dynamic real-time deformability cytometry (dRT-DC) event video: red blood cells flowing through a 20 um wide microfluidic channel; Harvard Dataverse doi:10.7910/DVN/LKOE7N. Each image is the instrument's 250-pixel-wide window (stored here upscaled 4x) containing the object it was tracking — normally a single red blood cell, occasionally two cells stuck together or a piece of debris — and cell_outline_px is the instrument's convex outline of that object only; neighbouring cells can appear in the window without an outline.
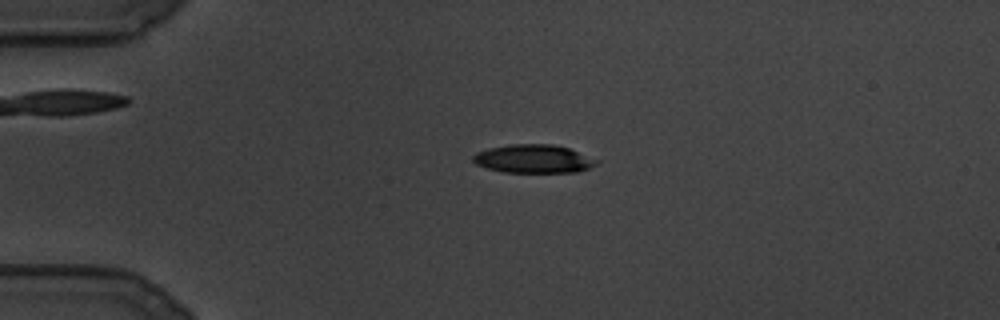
{"species": "common noctule bat (a hibernating species)", "species_latin": "Nyctalus noctula", "temperature_condition": "cold", "stored_images_in_passage": 70, "camera_frame_rate_fps": 3000, "um_per_image_px": 0.085, "animal": {"sex": "male", "body_mass_g": 19.5, "forearm_length_mm": 54.6}, "frame": {"image": 1, "passage_image": 1, "time_ms": 0.0, "image_size_px": [1000, 320], "cell_outline_px": [[600, 160], [596, 164], [588, 168], [576, 172], [504, 172], [488, 168], [476, 164], [472, 160], [472, 156], [476, 152], [488, 148], [512, 144], [552, 144], [568, 148]], "centroid_in_image_um": [45.33, 13.49], "position_along_channel_um": 39.7, "area_um2": 20.35}}
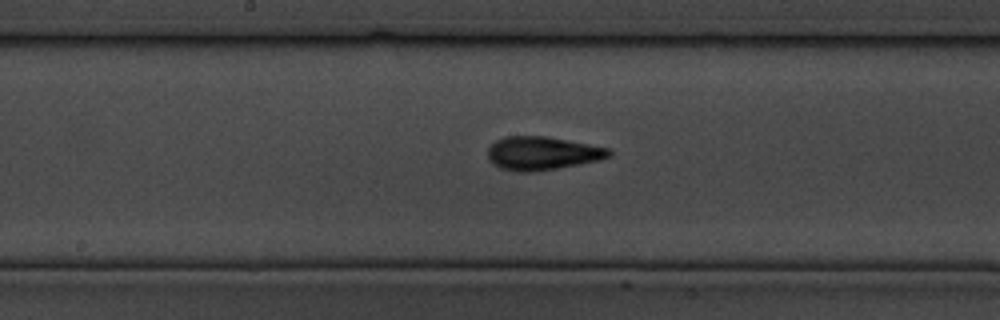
{"frame": {"image": 2, "passage_image": 34, "time_ms": 11.0, "image_size_px": [1000, 320], "cell_outline_px": [[612, 152], [608, 156], [600, 160], [556, 168], [532, 172], [520, 172], [500, 168], [488, 160], [488, 148], [496, 140], [504, 136], [544, 136], [588, 144], [608, 148]], "centroid_in_image_um": [46.04, 13.03], "position_along_channel_um": 202.2, "area_um2": 23.35}}
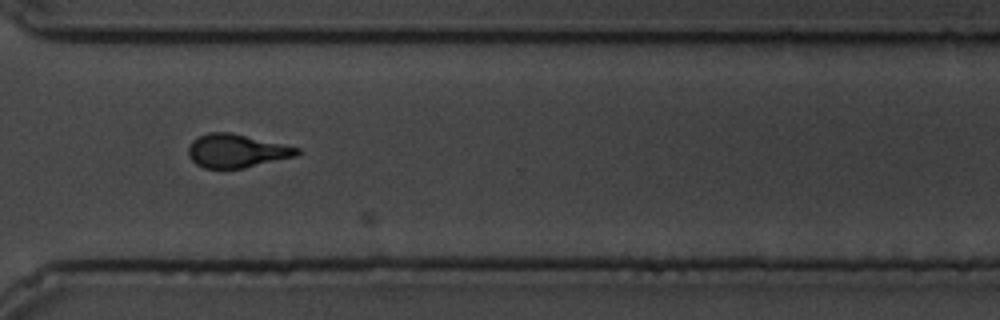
{"frame": {"image": 3, "passage_image": 59, "time_ms": 19.333, "image_size_px": [1000, 320], "cell_outline_px": [[300, 152], [296, 156], [244, 168], [204, 168], [196, 164], [188, 156], [188, 148], [192, 140], [196, 136], [208, 132], [232, 132], [284, 144], [300, 148]], "centroid_in_image_um": [20.08, 12.81], "position_along_channel_um": 350.5, "area_um2": 21.33}}